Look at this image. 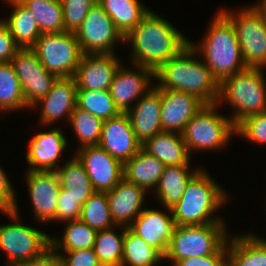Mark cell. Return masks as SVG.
<instances>
[{"mask_svg": "<svg viewBox=\"0 0 266 266\" xmlns=\"http://www.w3.org/2000/svg\"><path fill=\"white\" fill-rule=\"evenodd\" d=\"M61 239L51 237V247L58 252L93 248L97 231L79 220L67 221Z\"/></svg>", "mask_w": 266, "mask_h": 266, "instance_id": "cell-33", "label": "cell"}, {"mask_svg": "<svg viewBox=\"0 0 266 266\" xmlns=\"http://www.w3.org/2000/svg\"><path fill=\"white\" fill-rule=\"evenodd\" d=\"M63 9L64 32L75 33L88 11L98 0H60Z\"/></svg>", "mask_w": 266, "mask_h": 266, "instance_id": "cell-39", "label": "cell"}, {"mask_svg": "<svg viewBox=\"0 0 266 266\" xmlns=\"http://www.w3.org/2000/svg\"><path fill=\"white\" fill-rule=\"evenodd\" d=\"M262 68L246 69L220 83L218 104L223 100L235 109L231 120L236 126L244 118L266 111V82Z\"/></svg>", "mask_w": 266, "mask_h": 266, "instance_id": "cell-5", "label": "cell"}, {"mask_svg": "<svg viewBox=\"0 0 266 266\" xmlns=\"http://www.w3.org/2000/svg\"><path fill=\"white\" fill-rule=\"evenodd\" d=\"M76 106L95 115L102 121L116 117L121 113L109 90H77Z\"/></svg>", "mask_w": 266, "mask_h": 266, "instance_id": "cell-36", "label": "cell"}, {"mask_svg": "<svg viewBox=\"0 0 266 266\" xmlns=\"http://www.w3.org/2000/svg\"><path fill=\"white\" fill-rule=\"evenodd\" d=\"M165 165L142 148L123 164V178L146 191L157 187Z\"/></svg>", "mask_w": 266, "mask_h": 266, "instance_id": "cell-26", "label": "cell"}, {"mask_svg": "<svg viewBox=\"0 0 266 266\" xmlns=\"http://www.w3.org/2000/svg\"><path fill=\"white\" fill-rule=\"evenodd\" d=\"M77 90L74 77L57 78L50 92L32 107L42 106L40 108L42 124H53L63 116H66L68 121L77 105Z\"/></svg>", "mask_w": 266, "mask_h": 266, "instance_id": "cell-23", "label": "cell"}, {"mask_svg": "<svg viewBox=\"0 0 266 266\" xmlns=\"http://www.w3.org/2000/svg\"><path fill=\"white\" fill-rule=\"evenodd\" d=\"M225 223L176 225L164 256L172 264L188 257L228 254Z\"/></svg>", "mask_w": 266, "mask_h": 266, "instance_id": "cell-6", "label": "cell"}, {"mask_svg": "<svg viewBox=\"0 0 266 266\" xmlns=\"http://www.w3.org/2000/svg\"><path fill=\"white\" fill-rule=\"evenodd\" d=\"M68 122L75 130L80 148L99 144L103 122L100 118L76 106Z\"/></svg>", "mask_w": 266, "mask_h": 266, "instance_id": "cell-38", "label": "cell"}, {"mask_svg": "<svg viewBox=\"0 0 266 266\" xmlns=\"http://www.w3.org/2000/svg\"><path fill=\"white\" fill-rule=\"evenodd\" d=\"M197 53L188 45L177 56L165 62L156 72V85L160 89L182 91L198 97L205 104H216L220 83L202 61L195 60Z\"/></svg>", "mask_w": 266, "mask_h": 266, "instance_id": "cell-2", "label": "cell"}, {"mask_svg": "<svg viewBox=\"0 0 266 266\" xmlns=\"http://www.w3.org/2000/svg\"><path fill=\"white\" fill-rule=\"evenodd\" d=\"M126 114L141 144L162 132L161 89L157 85L151 87Z\"/></svg>", "mask_w": 266, "mask_h": 266, "instance_id": "cell-20", "label": "cell"}, {"mask_svg": "<svg viewBox=\"0 0 266 266\" xmlns=\"http://www.w3.org/2000/svg\"><path fill=\"white\" fill-rule=\"evenodd\" d=\"M37 20L41 34L64 32L60 0H18Z\"/></svg>", "mask_w": 266, "mask_h": 266, "instance_id": "cell-31", "label": "cell"}, {"mask_svg": "<svg viewBox=\"0 0 266 266\" xmlns=\"http://www.w3.org/2000/svg\"><path fill=\"white\" fill-rule=\"evenodd\" d=\"M67 146V139L58 128L39 132L30 139L26 161L30 171H56L62 151ZM57 166V168H56Z\"/></svg>", "mask_w": 266, "mask_h": 266, "instance_id": "cell-21", "label": "cell"}, {"mask_svg": "<svg viewBox=\"0 0 266 266\" xmlns=\"http://www.w3.org/2000/svg\"><path fill=\"white\" fill-rule=\"evenodd\" d=\"M57 78L74 77L83 53L73 32L44 33L30 48Z\"/></svg>", "mask_w": 266, "mask_h": 266, "instance_id": "cell-8", "label": "cell"}, {"mask_svg": "<svg viewBox=\"0 0 266 266\" xmlns=\"http://www.w3.org/2000/svg\"><path fill=\"white\" fill-rule=\"evenodd\" d=\"M174 266H228V254L188 257L177 261Z\"/></svg>", "mask_w": 266, "mask_h": 266, "instance_id": "cell-45", "label": "cell"}, {"mask_svg": "<svg viewBox=\"0 0 266 266\" xmlns=\"http://www.w3.org/2000/svg\"><path fill=\"white\" fill-rule=\"evenodd\" d=\"M126 228L123 226L119 235L113 230L116 229L114 227L97 231L93 249L102 266L121 265Z\"/></svg>", "mask_w": 266, "mask_h": 266, "instance_id": "cell-35", "label": "cell"}, {"mask_svg": "<svg viewBox=\"0 0 266 266\" xmlns=\"http://www.w3.org/2000/svg\"><path fill=\"white\" fill-rule=\"evenodd\" d=\"M113 54H83L74 78L78 90H109L121 65Z\"/></svg>", "mask_w": 266, "mask_h": 266, "instance_id": "cell-18", "label": "cell"}, {"mask_svg": "<svg viewBox=\"0 0 266 266\" xmlns=\"http://www.w3.org/2000/svg\"><path fill=\"white\" fill-rule=\"evenodd\" d=\"M28 108L11 62L0 63V112Z\"/></svg>", "mask_w": 266, "mask_h": 266, "instance_id": "cell-34", "label": "cell"}, {"mask_svg": "<svg viewBox=\"0 0 266 266\" xmlns=\"http://www.w3.org/2000/svg\"><path fill=\"white\" fill-rule=\"evenodd\" d=\"M109 155L124 164L141 149L126 113L102 122L99 144Z\"/></svg>", "mask_w": 266, "mask_h": 266, "instance_id": "cell-14", "label": "cell"}, {"mask_svg": "<svg viewBox=\"0 0 266 266\" xmlns=\"http://www.w3.org/2000/svg\"><path fill=\"white\" fill-rule=\"evenodd\" d=\"M75 155L84 165L95 192H108L123 179V164L100 146L78 148Z\"/></svg>", "mask_w": 266, "mask_h": 266, "instance_id": "cell-13", "label": "cell"}, {"mask_svg": "<svg viewBox=\"0 0 266 266\" xmlns=\"http://www.w3.org/2000/svg\"><path fill=\"white\" fill-rule=\"evenodd\" d=\"M19 266H65L59 253L52 247L47 249L41 256L33 258Z\"/></svg>", "mask_w": 266, "mask_h": 266, "instance_id": "cell-46", "label": "cell"}, {"mask_svg": "<svg viewBox=\"0 0 266 266\" xmlns=\"http://www.w3.org/2000/svg\"><path fill=\"white\" fill-rule=\"evenodd\" d=\"M21 48L16 44L7 25L0 21V63L11 62V59Z\"/></svg>", "mask_w": 266, "mask_h": 266, "instance_id": "cell-43", "label": "cell"}, {"mask_svg": "<svg viewBox=\"0 0 266 266\" xmlns=\"http://www.w3.org/2000/svg\"><path fill=\"white\" fill-rule=\"evenodd\" d=\"M80 220L96 231L115 227L106 192H94L82 205Z\"/></svg>", "mask_w": 266, "mask_h": 266, "instance_id": "cell-37", "label": "cell"}, {"mask_svg": "<svg viewBox=\"0 0 266 266\" xmlns=\"http://www.w3.org/2000/svg\"><path fill=\"white\" fill-rule=\"evenodd\" d=\"M220 11L234 26L246 66L266 67V17L251 5L237 14L226 9Z\"/></svg>", "mask_w": 266, "mask_h": 266, "instance_id": "cell-10", "label": "cell"}, {"mask_svg": "<svg viewBox=\"0 0 266 266\" xmlns=\"http://www.w3.org/2000/svg\"><path fill=\"white\" fill-rule=\"evenodd\" d=\"M0 166V209L3 211H13L17 206L14 189L8 180V176Z\"/></svg>", "mask_w": 266, "mask_h": 266, "instance_id": "cell-44", "label": "cell"}, {"mask_svg": "<svg viewBox=\"0 0 266 266\" xmlns=\"http://www.w3.org/2000/svg\"><path fill=\"white\" fill-rule=\"evenodd\" d=\"M190 170V165L165 166L154 192L165 209L180 200L187 184L200 169Z\"/></svg>", "mask_w": 266, "mask_h": 266, "instance_id": "cell-27", "label": "cell"}, {"mask_svg": "<svg viewBox=\"0 0 266 266\" xmlns=\"http://www.w3.org/2000/svg\"><path fill=\"white\" fill-rule=\"evenodd\" d=\"M8 2L13 6V11L8 20L2 21L20 48H31L41 35L37 20L18 0H8Z\"/></svg>", "mask_w": 266, "mask_h": 266, "instance_id": "cell-28", "label": "cell"}, {"mask_svg": "<svg viewBox=\"0 0 266 266\" xmlns=\"http://www.w3.org/2000/svg\"><path fill=\"white\" fill-rule=\"evenodd\" d=\"M141 148L165 166L190 165L191 156L181 133L162 131L146 140Z\"/></svg>", "mask_w": 266, "mask_h": 266, "instance_id": "cell-24", "label": "cell"}, {"mask_svg": "<svg viewBox=\"0 0 266 266\" xmlns=\"http://www.w3.org/2000/svg\"><path fill=\"white\" fill-rule=\"evenodd\" d=\"M27 186L35 216L39 222L54 221L58 196L61 190L56 171H28Z\"/></svg>", "mask_w": 266, "mask_h": 266, "instance_id": "cell-17", "label": "cell"}, {"mask_svg": "<svg viewBox=\"0 0 266 266\" xmlns=\"http://www.w3.org/2000/svg\"><path fill=\"white\" fill-rule=\"evenodd\" d=\"M202 44L190 47L200 56L212 75L221 83L225 78L247 68L244 63L236 31L231 21L220 11L208 27ZM201 52V53H199Z\"/></svg>", "mask_w": 266, "mask_h": 266, "instance_id": "cell-3", "label": "cell"}, {"mask_svg": "<svg viewBox=\"0 0 266 266\" xmlns=\"http://www.w3.org/2000/svg\"><path fill=\"white\" fill-rule=\"evenodd\" d=\"M129 42L132 46L131 64L154 72L189 45V39L173 24L151 10L124 37V43Z\"/></svg>", "mask_w": 266, "mask_h": 266, "instance_id": "cell-1", "label": "cell"}, {"mask_svg": "<svg viewBox=\"0 0 266 266\" xmlns=\"http://www.w3.org/2000/svg\"><path fill=\"white\" fill-rule=\"evenodd\" d=\"M235 132L254 143L266 144V111L244 118L235 126Z\"/></svg>", "mask_w": 266, "mask_h": 266, "instance_id": "cell-40", "label": "cell"}, {"mask_svg": "<svg viewBox=\"0 0 266 266\" xmlns=\"http://www.w3.org/2000/svg\"><path fill=\"white\" fill-rule=\"evenodd\" d=\"M204 105L195 95L161 89L162 131L182 133L186 124Z\"/></svg>", "mask_w": 266, "mask_h": 266, "instance_id": "cell-19", "label": "cell"}, {"mask_svg": "<svg viewBox=\"0 0 266 266\" xmlns=\"http://www.w3.org/2000/svg\"><path fill=\"white\" fill-rule=\"evenodd\" d=\"M81 209L82 205L77 201V198L67 194V192L61 188L54 221H63L66 223L67 221L79 220Z\"/></svg>", "mask_w": 266, "mask_h": 266, "instance_id": "cell-41", "label": "cell"}, {"mask_svg": "<svg viewBox=\"0 0 266 266\" xmlns=\"http://www.w3.org/2000/svg\"><path fill=\"white\" fill-rule=\"evenodd\" d=\"M225 192L206 170L200 169L187 184L180 200L170 208L175 224L224 223L212 214L227 202L229 197Z\"/></svg>", "mask_w": 266, "mask_h": 266, "instance_id": "cell-4", "label": "cell"}, {"mask_svg": "<svg viewBox=\"0 0 266 266\" xmlns=\"http://www.w3.org/2000/svg\"><path fill=\"white\" fill-rule=\"evenodd\" d=\"M61 188L83 205L95 192L86 169L76 155L56 170Z\"/></svg>", "mask_w": 266, "mask_h": 266, "instance_id": "cell-30", "label": "cell"}, {"mask_svg": "<svg viewBox=\"0 0 266 266\" xmlns=\"http://www.w3.org/2000/svg\"><path fill=\"white\" fill-rule=\"evenodd\" d=\"M164 257L128 228L124 233V249L120 266H156Z\"/></svg>", "mask_w": 266, "mask_h": 266, "instance_id": "cell-32", "label": "cell"}, {"mask_svg": "<svg viewBox=\"0 0 266 266\" xmlns=\"http://www.w3.org/2000/svg\"><path fill=\"white\" fill-rule=\"evenodd\" d=\"M28 108L46 96L57 77L49 73L30 49H20L11 59Z\"/></svg>", "mask_w": 266, "mask_h": 266, "instance_id": "cell-12", "label": "cell"}, {"mask_svg": "<svg viewBox=\"0 0 266 266\" xmlns=\"http://www.w3.org/2000/svg\"><path fill=\"white\" fill-rule=\"evenodd\" d=\"M98 3L124 37L150 11L140 0H98Z\"/></svg>", "mask_w": 266, "mask_h": 266, "instance_id": "cell-29", "label": "cell"}, {"mask_svg": "<svg viewBox=\"0 0 266 266\" xmlns=\"http://www.w3.org/2000/svg\"><path fill=\"white\" fill-rule=\"evenodd\" d=\"M261 3H257L256 5H252L258 12L263 14L266 17V0L260 1Z\"/></svg>", "mask_w": 266, "mask_h": 266, "instance_id": "cell-47", "label": "cell"}, {"mask_svg": "<svg viewBox=\"0 0 266 266\" xmlns=\"http://www.w3.org/2000/svg\"><path fill=\"white\" fill-rule=\"evenodd\" d=\"M166 209L168 214L157 209L143 208L140 215L127 227L163 257L176 227L171 209Z\"/></svg>", "mask_w": 266, "mask_h": 266, "instance_id": "cell-16", "label": "cell"}, {"mask_svg": "<svg viewBox=\"0 0 266 266\" xmlns=\"http://www.w3.org/2000/svg\"><path fill=\"white\" fill-rule=\"evenodd\" d=\"M146 190L124 178L106 192L110 214L115 225L128 227L143 211Z\"/></svg>", "mask_w": 266, "mask_h": 266, "instance_id": "cell-22", "label": "cell"}, {"mask_svg": "<svg viewBox=\"0 0 266 266\" xmlns=\"http://www.w3.org/2000/svg\"><path fill=\"white\" fill-rule=\"evenodd\" d=\"M75 35L83 54H113L114 45L124 43V36L98 2L88 11Z\"/></svg>", "mask_w": 266, "mask_h": 266, "instance_id": "cell-11", "label": "cell"}, {"mask_svg": "<svg viewBox=\"0 0 266 266\" xmlns=\"http://www.w3.org/2000/svg\"><path fill=\"white\" fill-rule=\"evenodd\" d=\"M64 262L65 266H102L96 256L94 249H77L74 251H67L64 256L58 252Z\"/></svg>", "mask_w": 266, "mask_h": 266, "instance_id": "cell-42", "label": "cell"}, {"mask_svg": "<svg viewBox=\"0 0 266 266\" xmlns=\"http://www.w3.org/2000/svg\"><path fill=\"white\" fill-rule=\"evenodd\" d=\"M138 68L132 71L129 68L119 66L113 77L110 85V94L116 107L121 113H126L131 109V102H136L141 98L151 87L152 78H155V72L150 68L133 64ZM138 99V100H137ZM134 100V101H133Z\"/></svg>", "mask_w": 266, "mask_h": 266, "instance_id": "cell-15", "label": "cell"}, {"mask_svg": "<svg viewBox=\"0 0 266 266\" xmlns=\"http://www.w3.org/2000/svg\"><path fill=\"white\" fill-rule=\"evenodd\" d=\"M218 105L205 104L186 124L181 134L190 155L192 150L221 149L236 134L231 118L218 113Z\"/></svg>", "mask_w": 266, "mask_h": 266, "instance_id": "cell-7", "label": "cell"}, {"mask_svg": "<svg viewBox=\"0 0 266 266\" xmlns=\"http://www.w3.org/2000/svg\"><path fill=\"white\" fill-rule=\"evenodd\" d=\"M227 251L228 266H266V239L257 235L229 236Z\"/></svg>", "mask_w": 266, "mask_h": 266, "instance_id": "cell-25", "label": "cell"}, {"mask_svg": "<svg viewBox=\"0 0 266 266\" xmlns=\"http://www.w3.org/2000/svg\"><path fill=\"white\" fill-rule=\"evenodd\" d=\"M18 210L16 207L13 211H3L13 219V223L0 226V249L7 253V266H19L41 256L51 247L50 235L20 224Z\"/></svg>", "mask_w": 266, "mask_h": 266, "instance_id": "cell-9", "label": "cell"}]
</instances>
